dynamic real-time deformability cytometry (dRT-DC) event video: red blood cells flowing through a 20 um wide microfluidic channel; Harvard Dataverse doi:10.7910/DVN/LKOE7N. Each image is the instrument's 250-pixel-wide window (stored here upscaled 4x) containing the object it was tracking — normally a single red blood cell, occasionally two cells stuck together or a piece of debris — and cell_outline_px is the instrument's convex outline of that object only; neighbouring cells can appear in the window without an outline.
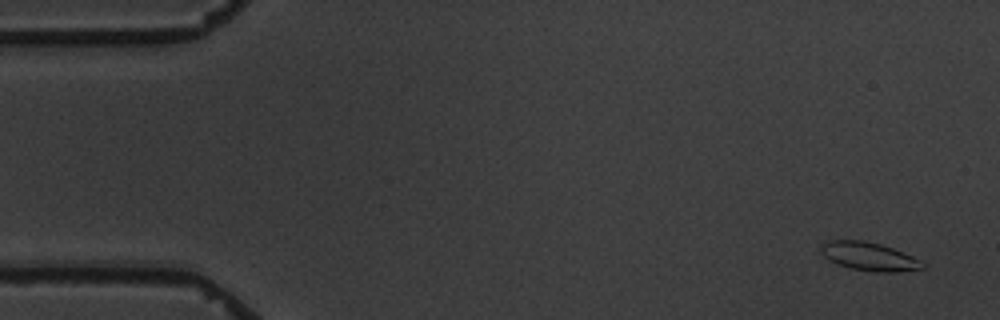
{"species": "common noctule bat (a hibernating species)", "species_latin": "Nyctalus noctula", "temperature_condition": "warm", "stored_images_in_passage": 2, "camera_frame_rate_fps": 3000, "um_per_image_px": 0.085, "animal": {"sex": "male", "body_mass_g": 19.5, "forearm_length_mm": 54.6}, "frame": {"image": 1, "passage_image": 1, "time_ms": 0.0, "image_size_px": [1000, 320], "cell_outline_px": [[924, 268], [900, 272], [876, 272], [852, 268], [828, 260], [820, 252], [820, 244], [832, 240], [864, 240], [880, 244], [892, 248], [912, 256], [920, 260], [924, 264]], "centroid_in_image_um": [73.86, 21.79], "position_along_channel_um": 11.1, "area_um2": 16.7}}
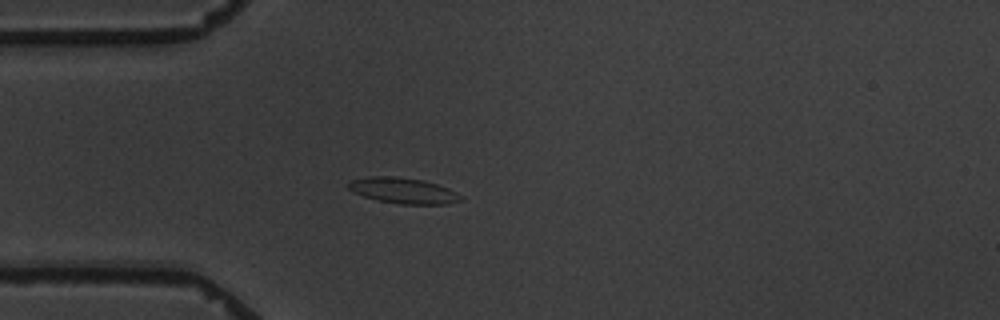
{"frame": {"image": 2, "passage_image": 2, "time_ms": 4.333, "image_size_px": [1000, 320], "cell_outline_px": [[464, 200], [444, 204], [400, 204], [380, 200], [364, 196], [352, 192], [348, 188], [348, 184], [352, 180], [368, 176], [396, 176], [424, 180], [448, 188], [464, 196]], "centroid_in_image_um": [34.3, 16.19], "position_along_channel_um": 50.7, "area_um2": 16.88}}